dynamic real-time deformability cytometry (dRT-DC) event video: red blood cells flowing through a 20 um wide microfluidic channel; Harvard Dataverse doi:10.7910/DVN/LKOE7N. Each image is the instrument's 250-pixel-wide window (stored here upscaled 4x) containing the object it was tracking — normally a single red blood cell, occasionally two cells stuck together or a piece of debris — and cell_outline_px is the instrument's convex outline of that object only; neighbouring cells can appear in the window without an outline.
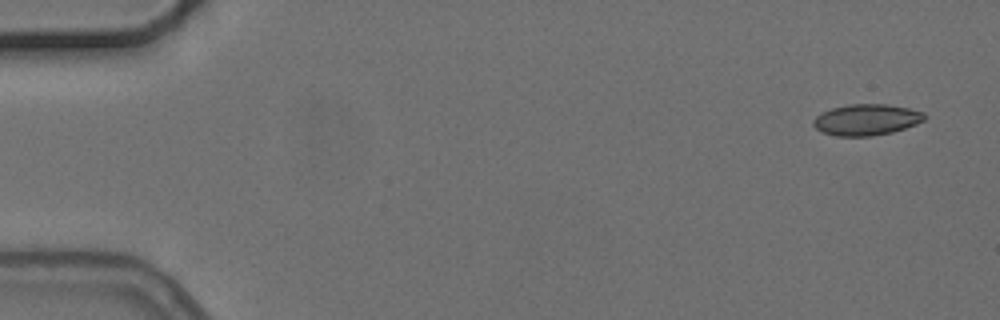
{"species": "common noctule bat (a hibernating species)", "species_latin": "Nyctalus noctula", "temperature_condition": "cold", "stored_images_in_passage": 5, "camera_frame_rate_fps": 3000, "um_per_image_px": 0.085, "animal": {"sex": "female", "body_mass_g": 24.6, "forearm_length_mm": 56.2}, "frame": {"image": 1, "passage_image": 1, "time_ms": 0.0, "image_size_px": [1000, 320], "cell_outline_px": [[928, 116], [924, 120], [916, 124], [892, 132], [872, 136], [836, 136], [824, 132], [816, 128], [812, 124], [812, 120], [816, 116], [832, 108], [848, 104], [884, 104], [908, 108], [924, 112]], "centroid_in_image_um": [73.66, 10.17], "position_along_channel_um": 11.3, "area_um2": 20.11}}
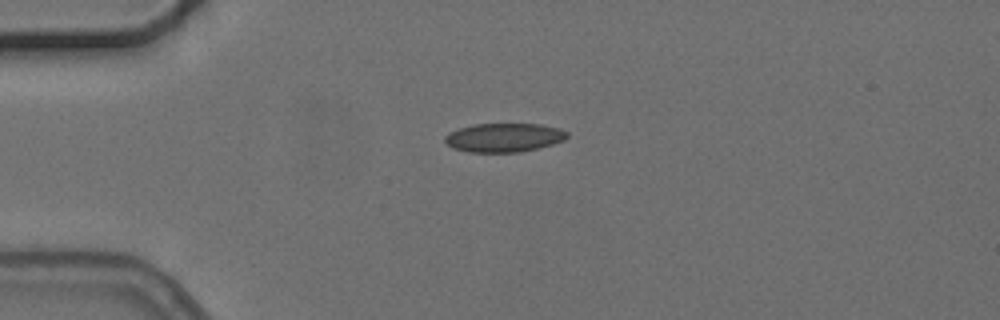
{"frame": {"image": 2, "passage_image": 4, "time_ms": 3.667, "image_size_px": [1000, 320], "cell_outline_px": [[568, 136], [564, 140], [552, 144], [520, 152], [468, 152], [452, 148], [444, 140], [444, 136], [448, 132], [472, 124], [540, 124], [560, 128], [568, 132]], "centroid_in_image_um": [42.82, 11.69], "position_along_channel_um": 42.2, "area_um2": 20.58}}